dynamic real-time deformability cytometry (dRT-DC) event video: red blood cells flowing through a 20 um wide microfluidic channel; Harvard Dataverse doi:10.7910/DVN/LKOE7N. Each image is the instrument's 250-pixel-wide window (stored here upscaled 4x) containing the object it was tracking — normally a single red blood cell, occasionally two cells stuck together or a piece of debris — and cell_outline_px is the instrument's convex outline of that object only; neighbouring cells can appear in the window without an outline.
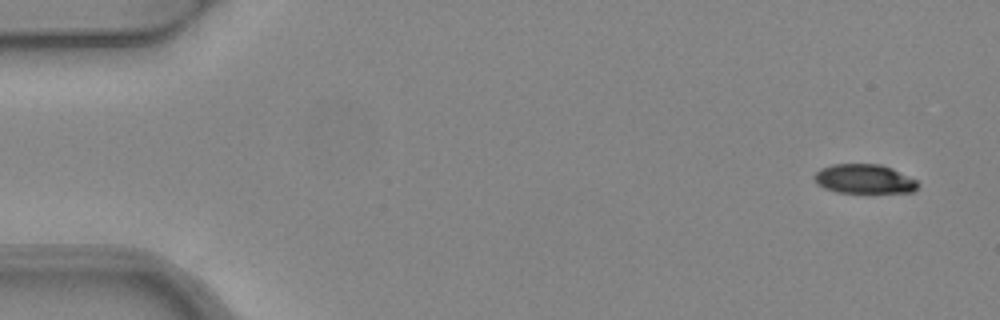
{"species": "common noctule bat (a hibernating species)", "species_latin": "Nyctalus noctula", "temperature_condition": "warm", "stored_images_in_passage": 5, "camera_frame_rate_fps": 3000, "um_per_image_px": 0.085, "animal": {"sex": "female", "body_mass_g": 24.6, "forearm_length_mm": 56.2}, "frame": {"image": 1, "passage_image": 1, "time_ms": 0.0, "image_size_px": [1000, 320], "cell_outline_px": [[920, 184], [912, 192], [836, 192], [824, 188], [816, 184], [812, 176], [820, 168], [832, 164], [880, 164], [892, 168], [916, 180]], "centroid_in_image_um": [73.41, 15.2], "position_along_channel_um": 11.6, "area_um2": 17.69}}